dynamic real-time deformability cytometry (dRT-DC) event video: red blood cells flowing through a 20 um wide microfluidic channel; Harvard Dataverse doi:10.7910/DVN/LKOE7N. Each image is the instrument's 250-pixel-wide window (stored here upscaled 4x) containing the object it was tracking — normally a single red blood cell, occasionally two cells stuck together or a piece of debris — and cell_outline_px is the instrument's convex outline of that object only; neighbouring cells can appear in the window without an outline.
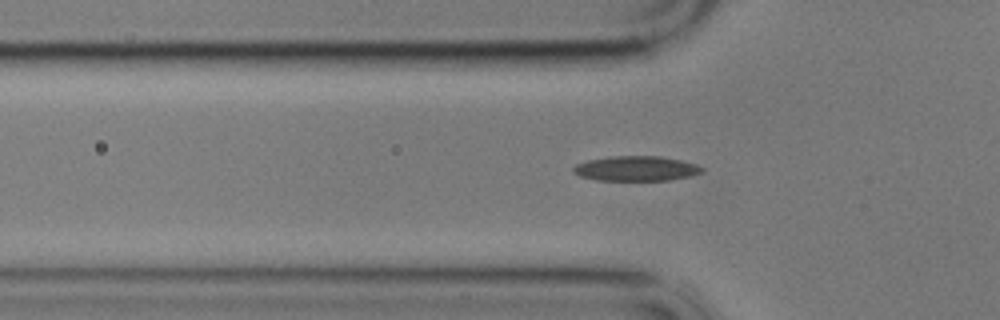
{"species": "common noctule bat (a hibernating species)", "species_latin": "Nyctalus noctula", "temperature_condition": "cold", "stored_images_in_passage": 49, "camera_frame_rate_fps": 3000, "um_per_image_px": 0.085, "animal": {"sex": "male", "body_mass_g": 17.9}, "frame": {"image": 1, "passage_image": 8, "time_ms": 2.333, "image_size_px": [1000, 320], "cell_outline_px": [[704, 172], [688, 176], [668, 180], [596, 180], [580, 176], [572, 172], [572, 168], [576, 164], [588, 160], [612, 156], [660, 156], [680, 160], [696, 164], [704, 168]], "centroid_in_image_um": [54.05, 14.32], "position_along_channel_um": 71.7, "area_um2": 18.61}}
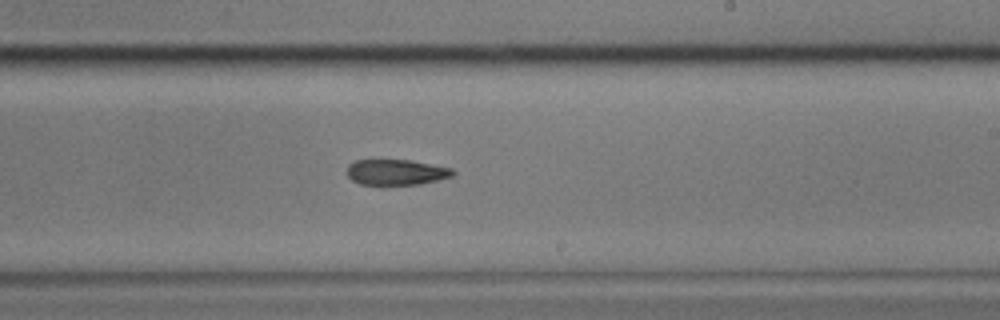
{"frame": {"image": 2, "passage_image": 24, "time_ms": 7.667, "image_size_px": [1000, 320], "cell_outline_px": [[456, 172], [452, 176], [420, 184], [384, 188], [360, 184], [352, 180], [348, 176], [348, 164], [356, 160], [412, 160], [452, 168]], "centroid_in_image_um": [33.65, 14.68], "position_along_channel_um": 255.3, "area_um2": 16.53}}
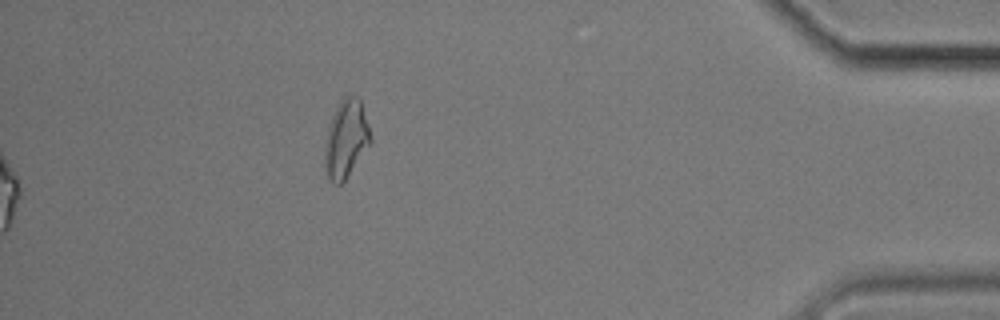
{"frame": {"image": 3, "passage_image": 49, "time_ms": 16.0, "image_size_px": [1000, 320], "cell_outline_px": [[372, 140], [344, 180], [340, 184], [336, 184], [328, 180], [324, 172], [324, 148], [328, 128], [332, 116], [340, 100], [348, 92], [360, 100], [368, 124]], "centroid_in_image_um": [29.38, 11.8], "position_along_channel_um": 405.8, "area_um2": 20.63}, "authors_computed_cell_mechanics": {"area_um2": 17.7446, "velocity_mm_per_s": 3.4272, "shape_relaxation_time_tau1_ms": 4.3041, "shape_relaxation_time_tau2_ms": null, "deformation_change_tau1": 0.1106, "deformation_change_tau2": null}}